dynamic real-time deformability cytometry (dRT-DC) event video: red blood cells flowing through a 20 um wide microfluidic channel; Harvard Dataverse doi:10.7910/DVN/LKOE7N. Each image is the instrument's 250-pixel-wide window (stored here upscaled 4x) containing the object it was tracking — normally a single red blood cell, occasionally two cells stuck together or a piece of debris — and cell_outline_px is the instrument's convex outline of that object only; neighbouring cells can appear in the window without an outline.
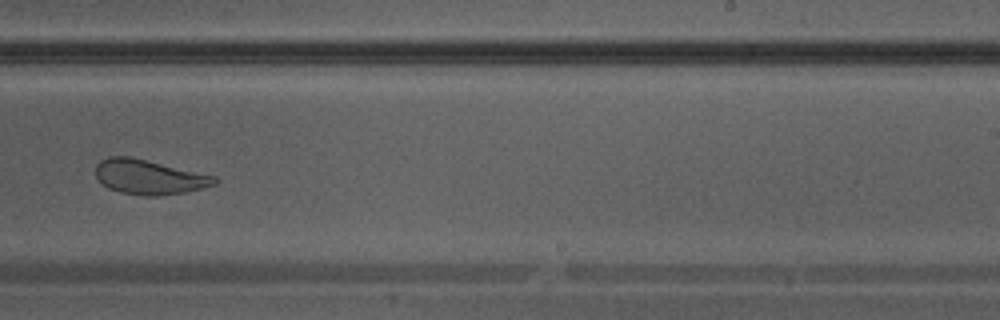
{"species": "Egyptian fruit bat (a non-hibernating species)", "species_latin": "Rousettus aegyptiacus", "temperature_condition": "warm", "stored_images_in_passage": 37, "camera_frame_rate_fps": 3000, "um_per_image_px": 0.085, "animal": {"sex": "male"}, "frame": {"image": 1, "passage_image": 22, "time_ms": 7.0, "image_size_px": [1000, 320], "cell_outline_px": [[220, 180], [216, 184], [184, 192], [156, 196], [144, 196], [120, 192], [108, 188], [96, 176], [96, 164], [100, 160], [108, 156], [128, 156], [216, 176]], "centroid_in_image_um": [12.66, 15.04], "position_along_channel_um": 276.3, "area_um2": 23.81}}